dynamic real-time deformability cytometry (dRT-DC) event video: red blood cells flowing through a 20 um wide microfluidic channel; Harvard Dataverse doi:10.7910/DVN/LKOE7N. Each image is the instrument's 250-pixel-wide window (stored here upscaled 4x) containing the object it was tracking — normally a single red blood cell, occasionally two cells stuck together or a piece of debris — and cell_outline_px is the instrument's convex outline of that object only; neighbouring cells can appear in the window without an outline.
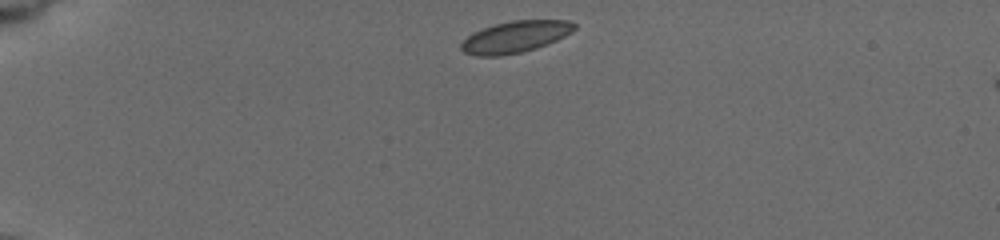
{"species": "common noctule bat (a hibernating species)", "species_latin": "Nyctalus noctula", "temperature_condition": "cold", "stored_images_in_passage": 29, "camera_frame_rate_fps": 3000, "um_per_image_px": 0.085, "animal": {"sex": "female", "body_mass_g": 19.5, "forearm_length_mm": 54.1}, "frame": {"image": 1, "passage_image": 1, "time_ms": 0.0, "image_size_px": [1000, 240], "cell_outline_px": [[576, 28], [572, 32], [556, 40], [536, 48], [520, 52], [500, 56], [476, 56], [464, 52], [460, 48], [460, 44], [472, 32], [496, 24], [512, 20], [568, 20], [576, 24]], "centroid_in_image_um": [43.79, 3.13], "position_along_channel_um": 41.2, "area_um2": 20.75}}
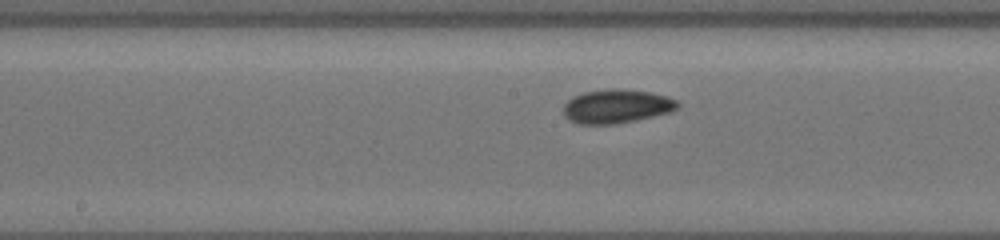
{"frame": {"image": 2, "passage_image": 17, "time_ms": 5.667, "image_size_px": [1000, 240], "cell_outline_px": [[680, 104], [672, 112], [636, 120], [616, 124], [580, 124], [568, 120], [564, 116], [564, 104], [572, 96], [584, 92], [608, 88], [620, 88], [648, 92], [668, 96], [676, 100]], "centroid_in_image_um": [52.4, 9.03], "position_along_channel_um": 195.8, "area_um2": 22.72}}
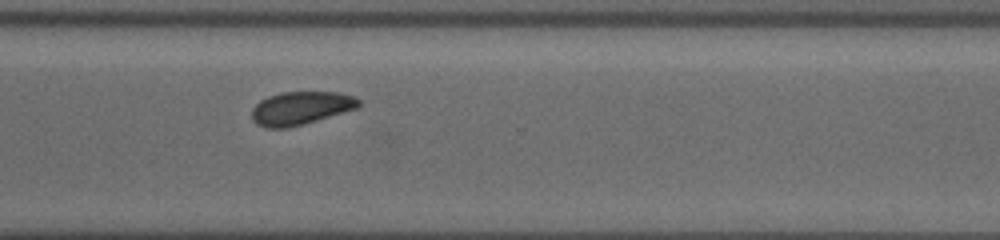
{"frame": {"image": 3, "passage_image": 29, "time_ms": 9.667, "image_size_px": [1000, 240], "cell_outline_px": [[360, 104], [356, 108], [288, 128], [268, 128], [256, 124], [252, 120], [252, 108], [260, 100], [268, 96], [280, 92], [340, 92], [352, 96], [360, 100]], "centroid_in_image_um": [25.51, 9.18], "position_along_channel_um": 345.1, "area_um2": 20.46}}